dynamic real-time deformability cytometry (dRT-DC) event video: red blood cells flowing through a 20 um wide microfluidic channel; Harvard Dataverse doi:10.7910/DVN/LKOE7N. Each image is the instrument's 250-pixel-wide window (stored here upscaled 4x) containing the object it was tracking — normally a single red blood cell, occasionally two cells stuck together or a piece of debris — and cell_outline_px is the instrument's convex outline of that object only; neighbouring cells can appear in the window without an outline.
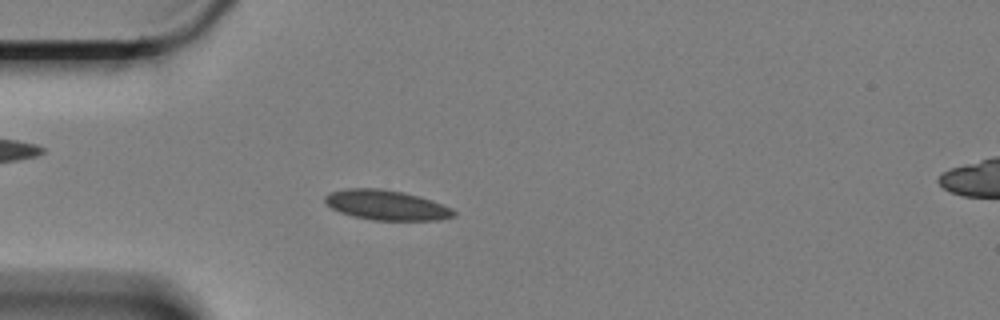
{"species": "Egyptian fruit bat (a non-hibernating species)", "species_latin": "Rousettus aegyptiacus", "temperature_condition": "cold", "stored_images_in_passage": 59, "camera_frame_rate_fps": 3000, "um_per_image_px": 0.085, "animal": {"sex": "female"}, "frame": {"image": 1, "passage_image": 16, "time_ms": 5.0, "image_size_px": [1000, 320], "cell_outline_px": [[456, 216], [440, 220], [372, 220], [352, 216], [340, 212], [332, 208], [324, 200], [324, 196], [328, 192], [348, 188], [380, 188], [404, 192], [420, 196], [452, 208], [456, 212]], "centroid_in_image_um": [32.85, 17.43], "position_along_channel_um": 52.2, "area_um2": 22.6}}
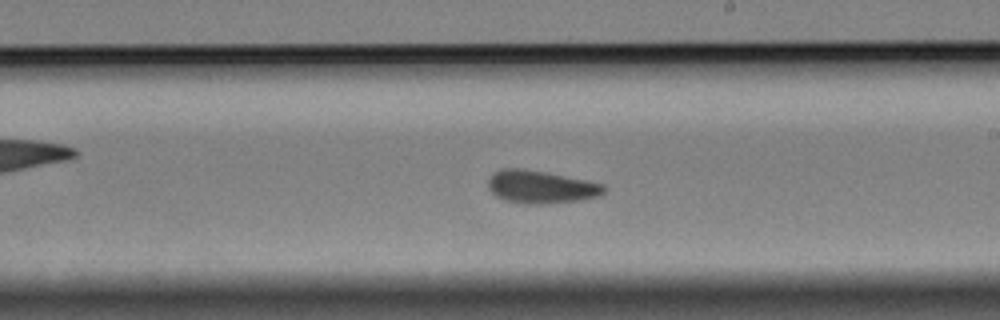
{"frame": {"image": 2, "passage_image": 34, "time_ms": 11.0, "image_size_px": [1000, 320], "cell_outline_px": [[604, 192], [600, 196], [580, 200], [544, 204], [524, 204], [504, 200], [496, 196], [488, 188], [488, 180], [500, 168], [520, 168], [544, 172], [604, 184]], "centroid_in_image_um": [45.95, 15.9], "position_along_channel_um": 243.0, "area_um2": 21.96}}
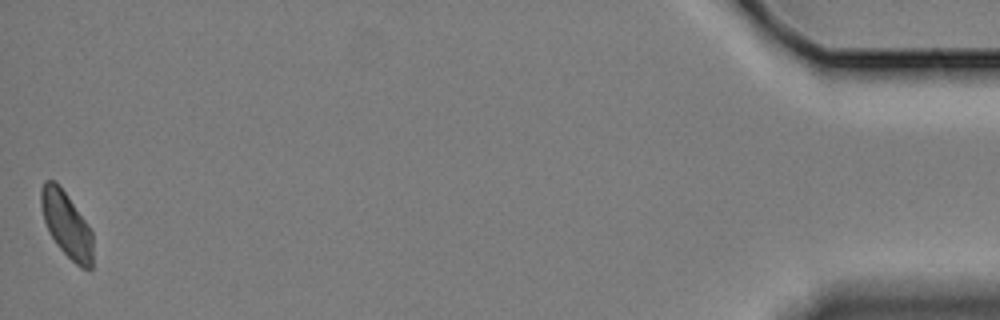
{"frame": {"image": 3, "passage_image": 59, "time_ms": 19.333, "image_size_px": [1000, 320], "cell_outline_px": [[92, 268], [80, 268], [56, 244], [44, 220], [40, 204], [40, 192], [44, 180], [52, 180], [64, 192], [84, 220], [92, 232]], "centroid_in_image_um": [5.64, 19.11], "position_along_channel_um": 429.6, "area_um2": 19.13}, "authors_computed_cell_mechanics": {"area_um2": 21.386, "velocity_mm_per_s": 3.3302, "shape_relaxation_time_tau1_ms": 6.3743, "shape_relaxation_time_tau2_ms": 1.7249, "deformation_change_tau1": 0.0953, "deformation_change_tau2": 0.0608}}